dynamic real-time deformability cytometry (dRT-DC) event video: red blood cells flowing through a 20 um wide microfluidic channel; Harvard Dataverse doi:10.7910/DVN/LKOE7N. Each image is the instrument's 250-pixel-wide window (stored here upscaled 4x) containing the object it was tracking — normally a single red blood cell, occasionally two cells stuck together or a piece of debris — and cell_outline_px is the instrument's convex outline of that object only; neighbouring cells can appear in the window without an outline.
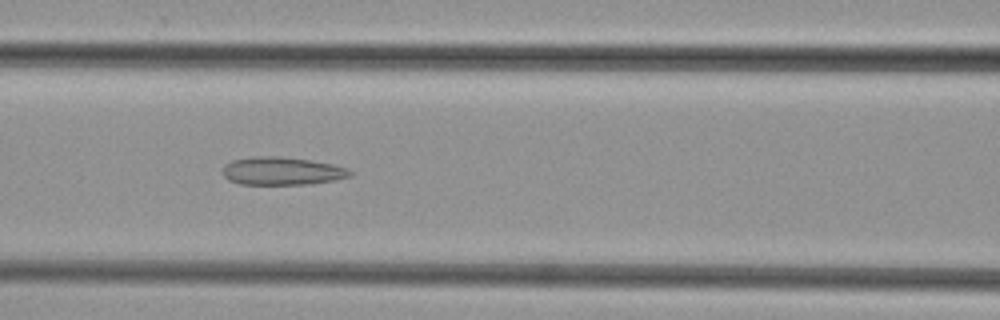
{"species": "common noctule bat (a hibernating species)", "species_latin": "Nyctalus noctula", "temperature_condition": "cold", "stored_images_in_passage": 45, "camera_frame_rate_fps": 3000, "um_per_image_px": 0.085, "animal": {"sex": "female", "body_mass_g": 29.2, "forearm_length_mm": 56.3}, "frame": {"image": 1, "passage_image": 21, "time_ms": 6.667, "image_size_px": [1000, 320], "cell_outline_px": [[356, 172], [352, 176], [332, 180], [308, 184], [240, 184], [228, 180], [224, 176], [224, 164], [232, 160], [256, 156], [280, 156], [308, 160], [332, 164], [348, 168]], "centroid_in_image_um": [23.99, 14.53], "position_along_channel_um": 142.6, "area_um2": 20.75}}
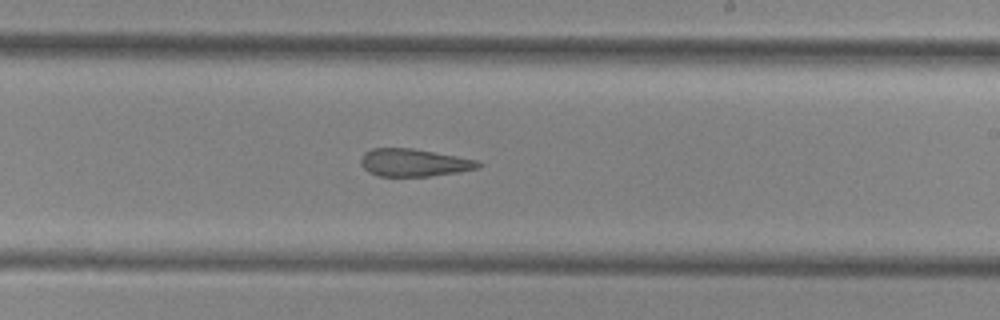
{"frame": {"image": 2, "passage_image": 29, "time_ms": 9.333, "image_size_px": [1000, 320], "cell_outline_px": [[484, 164], [480, 168], [460, 172], [428, 176], [380, 176], [368, 172], [360, 164], [360, 160], [364, 152], [372, 148], [412, 148], [456, 156], [476, 160]], "centroid_in_image_um": [35.19, 13.82], "position_along_channel_um": 253.8, "area_um2": 18.96}}
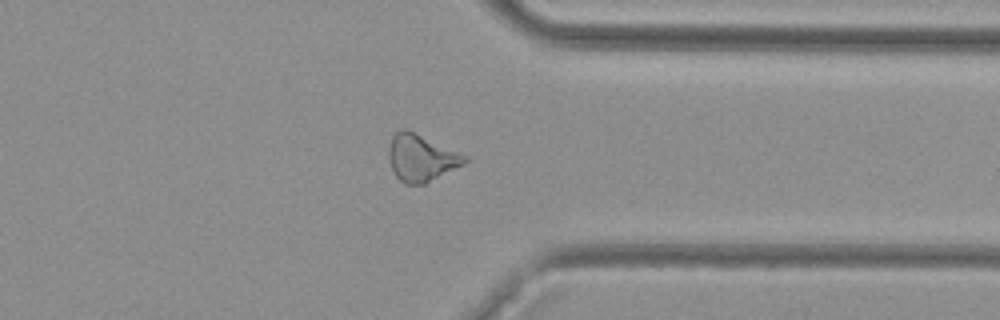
{"frame": {"image": 3, "passage_image": 38, "time_ms": 12.333, "image_size_px": [1000, 320], "cell_outline_px": [[468, 160], [464, 164], [424, 184], [404, 184], [396, 176], [388, 160], [388, 148], [392, 136], [400, 128], [408, 128], [468, 156]], "centroid_in_image_um": [35.78, 13.39], "position_along_channel_um": 375.6, "area_um2": 20.98}}